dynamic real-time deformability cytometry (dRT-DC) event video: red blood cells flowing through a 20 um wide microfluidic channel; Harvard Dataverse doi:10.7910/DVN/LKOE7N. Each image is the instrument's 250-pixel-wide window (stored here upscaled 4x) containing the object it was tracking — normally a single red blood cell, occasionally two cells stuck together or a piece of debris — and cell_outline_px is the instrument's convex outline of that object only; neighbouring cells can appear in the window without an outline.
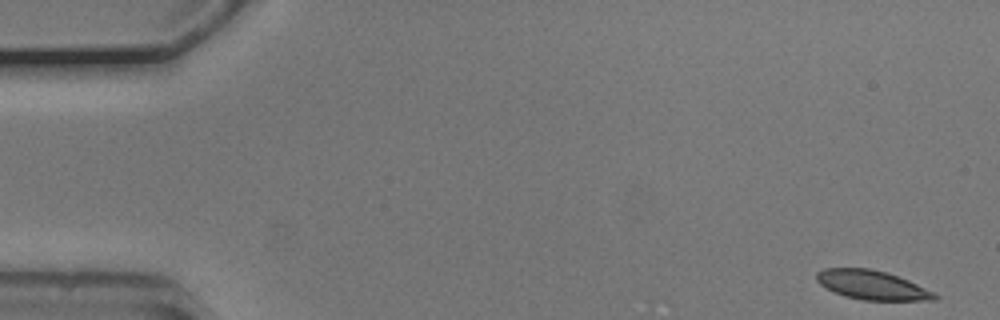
{"species": "common noctule bat (a hibernating species)", "species_latin": "Nyctalus noctula", "temperature_condition": "cold", "stored_images_in_passage": 53, "camera_frame_rate_fps": 3000, "um_per_image_px": 0.085, "animal": {"sex": "male", "body_mass_g": 20.5, "forearm_length_mm": 52.5}, "frame": {"image": 1, "passage_image": 1, "time_ms": 0.0, "image_size_px": [1000, 320], "cell_outline_px": [[940, 296], [936, 300], [864, 300], [844, 296], [832, 292], [820, 284], [816, 280], [816, 272], [824, 268], [872, 268], [908, 280]], "centroid_in_image_um": [74.07, 24.23], "position_along_channel_um": 10.9, "area_um2": 19.94}}
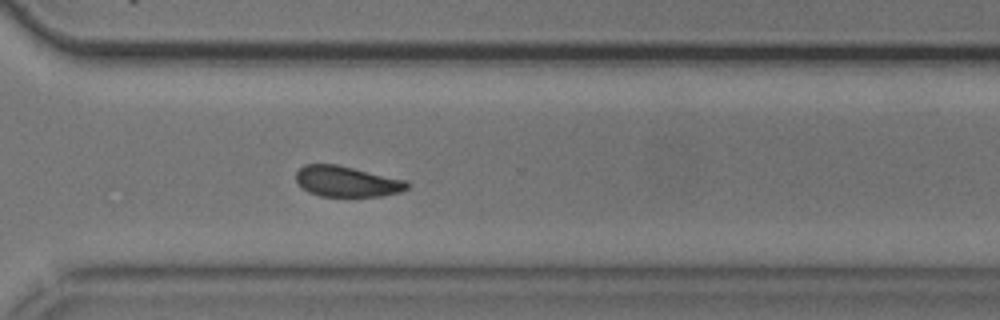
{"frame": {"image": 2, "passage_image": 38, "time_ms": 12.333, "image_size_px": [1000, 320], "cell_outline_px": [[408, 188], [400, 192], [380, 196], [320, 196], [308, 192], [296, 180], [296, 172], [304, 164], [336, 164], [408, 180]], "centroid_in_image_um": [29.49, 15.42], "position_along_channel_um": 341.1, "area_um2": 19.83}}
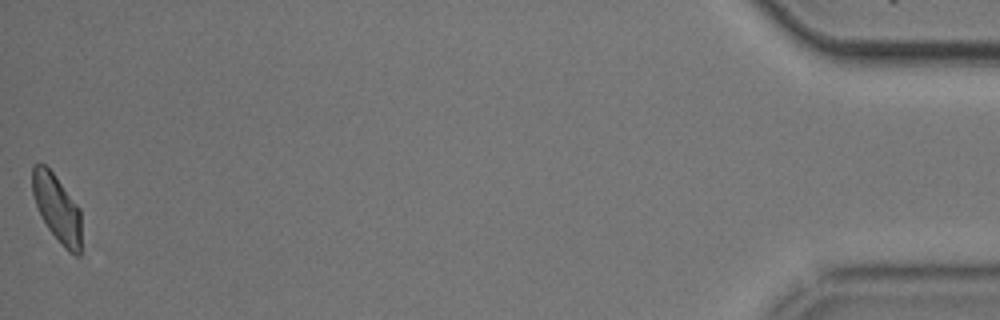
{"frame": {"image": 3, "passage_image": 53, "time_ms": 17.333, "image_size_px": [1000, 320], "cell_outline_px": [[80, 256], [76, 256], [68, 252], [64, 248], [48, 228], [40, 216], [32, 192], [32, 164], [44, 164], [52, 172], [80, 208]], "centroid_in_image_um": [4.83, 17.71], "position_along_channel_um": 430.4, "area_um2": 19.07}, "authors_computed_cell_mechanics": {"area_um2": 20.7502, "velocity_mm_per_s": 3.7089, "shape_relaxation_time_tau1_ms": 4.0726, "shape_relaxation_time_tau2_ms": 4.3112, "deformation_change_tau1": 0.104, "deformation_change_tau2": 0.0754}}